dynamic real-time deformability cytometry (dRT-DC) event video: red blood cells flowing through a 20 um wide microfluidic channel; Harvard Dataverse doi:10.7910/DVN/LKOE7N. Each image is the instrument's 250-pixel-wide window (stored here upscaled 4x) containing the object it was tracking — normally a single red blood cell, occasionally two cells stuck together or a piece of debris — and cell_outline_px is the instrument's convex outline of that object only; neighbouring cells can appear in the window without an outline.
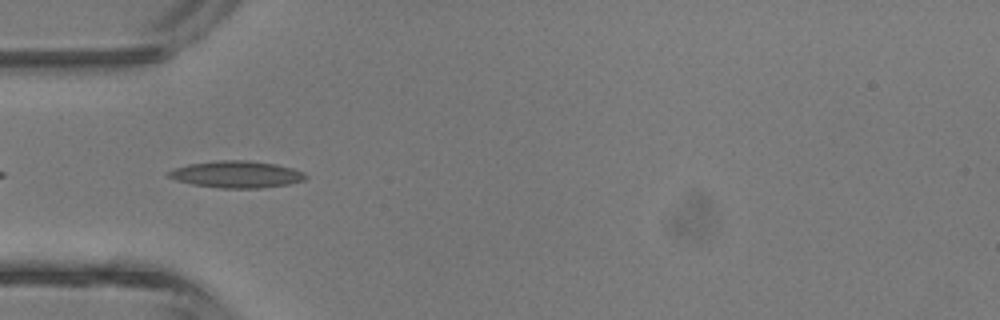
{"species": "common noctule bat (a hibernating species)", "species_latin": "Nyctalus noctula", "temperature_condition": "room temperature", "stored_images_in_passage": 40, "camera_frame_rate_fps": 3000, "um_per_image_px": 0.085, "animal": {"sex": "male", "body_mass_g": 13.3}, "frame": {"image": 1, "passage_image": 12, "time_ms": 3.667, "image_size_px": [1000, 320], "cell_outline_px": [[308, 176], [304, 180], [288, 184], [260, 188], [220, 188], [192, 184], [176, 180], [168, 176], [168, 172], [172, 168], [188, 164], [220, 160], [248, 160], [276, 164], [292, 168], [304, 172]], "centroid_in_image_um": [20.11, 14.81], "position_along_channel_um": 64.9, "area_um2": 21.44}}
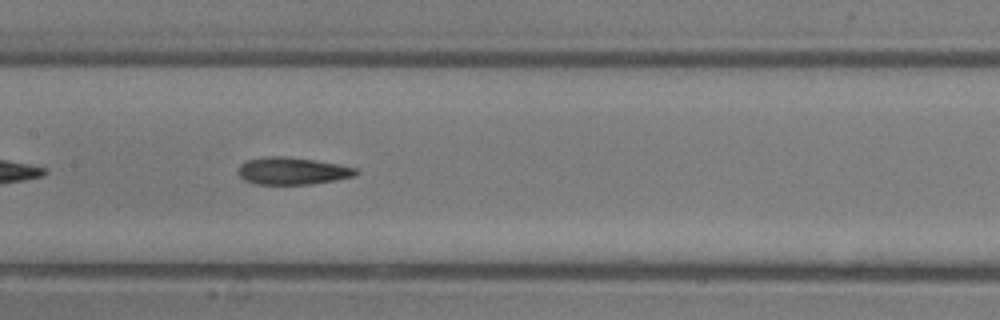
{"frame": {"image": 2, "passage_image": 19, "time_ms": 6.0, "image_size_px": [1000, 320], "cell_outline_px": [[360, 172], [356, 176], [336, 180], [312, 184], [256, 184], [244, 180], [240, 176], [240, 164], [248, 160], [268, 156], [284, 156], [340, 164], [356, 168]], "centroid_in_image_um": [24.91, 14.53], "position_along_channel_um": 182.5, "area_um2": 18.61}}
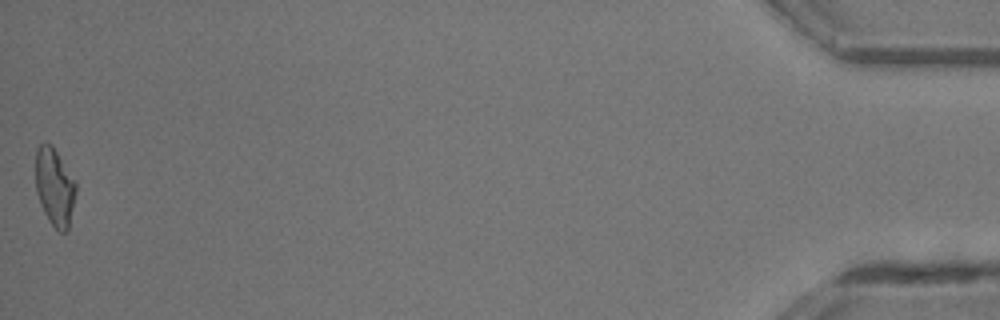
{"frame": {"image": 3, "passage_image": 40, "time_ms": 13.0, "image_size_px": [1000, 320], "cell_outline_px": [[76, 192], [68, 232], [60, 232], [48, 220], [40, 204], [36, 192], [36, 148], [40, 144], [52, 144], [76, 180]], "centroid_in_image_um": [4.66, 15.89], "position_along_channel_um": 430.5, "area_um2": 18.44}}